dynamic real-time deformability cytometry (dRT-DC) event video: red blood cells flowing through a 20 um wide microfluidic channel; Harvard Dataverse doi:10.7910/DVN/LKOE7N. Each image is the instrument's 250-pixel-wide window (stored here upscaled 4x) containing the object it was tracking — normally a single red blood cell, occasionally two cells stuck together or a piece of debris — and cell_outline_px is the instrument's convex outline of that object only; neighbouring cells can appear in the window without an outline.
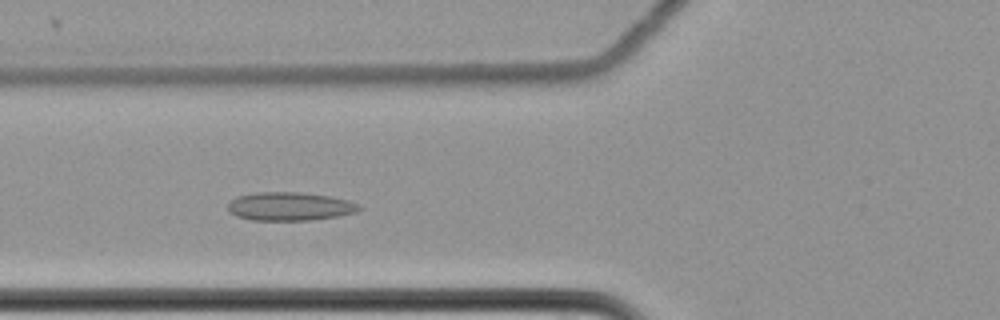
{"species": "common noctule bat (a hibernating species)", "species_latin": "Nyctalus noctula", "temperature_condition": "cold", "stored_images_in_passage": 52, "camera_frame_rate_fps": 3000, "um_per_image_px": 0.085, "animal": {"sex": "female", "body_mass_g": 22.7, "forearm_length_mm": 54.2}, "frame": {"image": 1, "passage_image": 16, "time_ms": 5.0, "image_size_px": [1000, 320], "cell_outline_px": [[360, 208], [356, 212], [336, 216], [308, 220], [252, 220], [236, 216], [228, 212], [228, 204], [236, 196], [256, 192], [300, 192], [328, 196], [348, 200], [356, 204]], "centroid_in_image_um": [24.56, 17.54], "position_along_channel_um": 101.2, "area_um2": 21.56}}
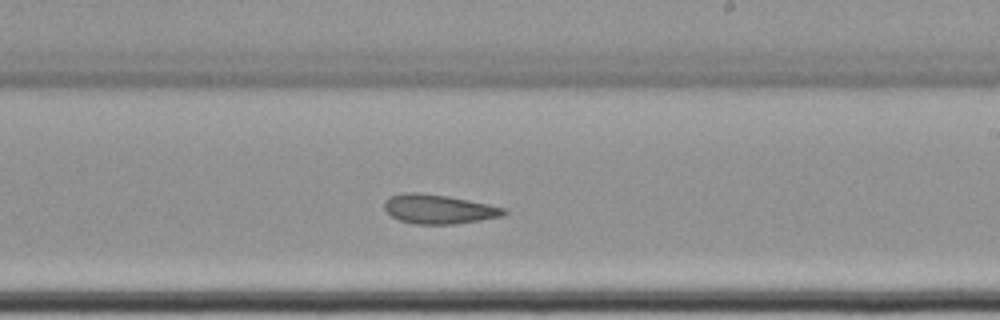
{"frame": {"image": 2, "passage_image": 29, "time_ms": 9.333, "image_size_px": [1000, 320], "cell_outline_px": [[508, 212], [504, 216], [456, 224], [416, 224], [400, 220], [392, 216], [384, 208], [384, 200], [388, 196], [404, 192], [420, 192], [448, 196], [488, 204], [504, 208]], "centroid_in_image_um": [37.27, 17.76], "position_along_channel_um": 251.7, "area_um2": 20.46}}
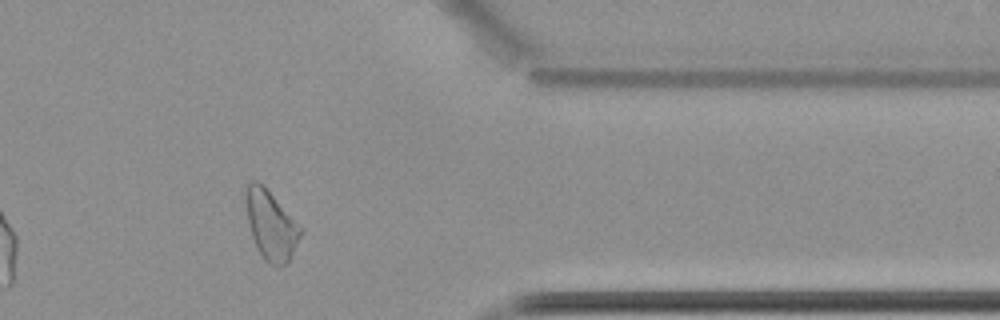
{"frame": {"image": 3, "passage_image": 42, "time_ms": 13.667, "image_size_px": [1000, 320], "cell_outline_px": [[304, 232], [288, 264], [272, 264], [264, 260], [252, 236], [248, 220], [244, 196], [248, 184], [252, 180], [256, 180], [304, 228]], "centroid_in_image_um": [23.07, 19.16], "position_along_channel_um": 388.3, "area_um2": 21.73}, "authors_computed_cell_mechanics": {"area_um2": 21.9062, "velocity_mm_per_s": 3.4782, "shape_relaxation_time_tau1_ms": null, "shape_relaxation_time_tau2_ms": 4.0731, "deformation_change_tau1": null, "deformation_change_tau2": 0.098}}